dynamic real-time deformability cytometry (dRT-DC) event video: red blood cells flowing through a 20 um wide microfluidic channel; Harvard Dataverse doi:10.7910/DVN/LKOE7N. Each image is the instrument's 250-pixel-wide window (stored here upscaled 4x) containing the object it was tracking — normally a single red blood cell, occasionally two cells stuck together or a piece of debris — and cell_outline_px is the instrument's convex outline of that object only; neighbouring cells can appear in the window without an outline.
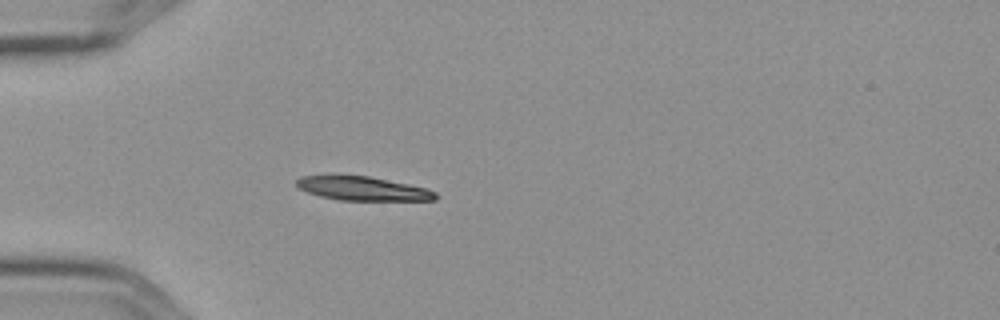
{"species": "Egyptian fruit bat (a non-hibernating species)", "species_latin": "Rousettus aegyptiacus", "temperature_condition": "cold", "stored_images_in_passage": 4, "camera_frame_rate_fps": 3000, "um_per_image_px": 0.085, "frame": {"image": 1, "passage_image": 4, "time_ms": 1.0, "image_size_px": [1000, 320], "cell_outline_px": [[440, 196], [436, 200], [340, 200], [320, 196], [296, 188], [296, 180], [300, 176], [368, 176], [428, 188], [436, 192]], "centroid_in_image_um": [30.86, 16.04], "position_along_channel_um": 54.1, "area_um2": 19.25}}